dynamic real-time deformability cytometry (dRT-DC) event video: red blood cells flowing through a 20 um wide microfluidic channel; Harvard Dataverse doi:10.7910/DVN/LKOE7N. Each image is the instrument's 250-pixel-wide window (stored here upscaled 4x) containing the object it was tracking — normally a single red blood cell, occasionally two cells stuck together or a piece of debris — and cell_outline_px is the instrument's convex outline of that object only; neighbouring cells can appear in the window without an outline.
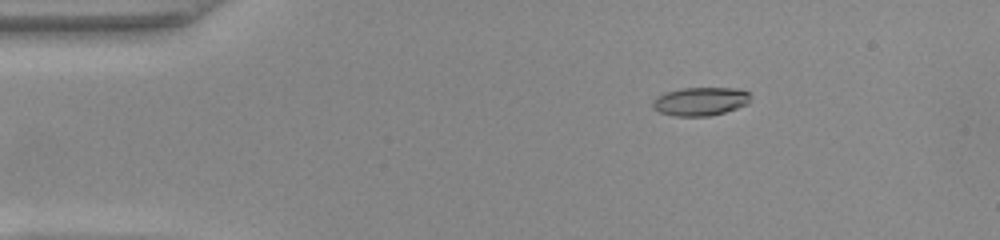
{"species": "common noctule bat (a hibernating species)", "species_latin": "Nyctalus noctula", "temperature_condition": "warm", "stored_images_in_passage": 49, "camera_frame_rate_fps": 3000, "um_per_image_px": 0.085, "animal": {"sex": "female", "body_mass_g": 22.0, "forearm_length_mm": 56.7}, "frame": {"image": 1, "passage_image": 7, "time_ms": 2.0, "image_size_px": [1000, 240], "cell_outline_px": [[752, 96], [748, 104], [724, 112], [708, 116], [672, 116], [660, 112], [652, 108], [652, 100], [656, 96], [664, 92], [680, 88], [736, 88], [748, 92]], "centroid_in_image_um": [59.5, 8.61], "position_along_channel_um": 25.5, "area_um2": 16.42}}
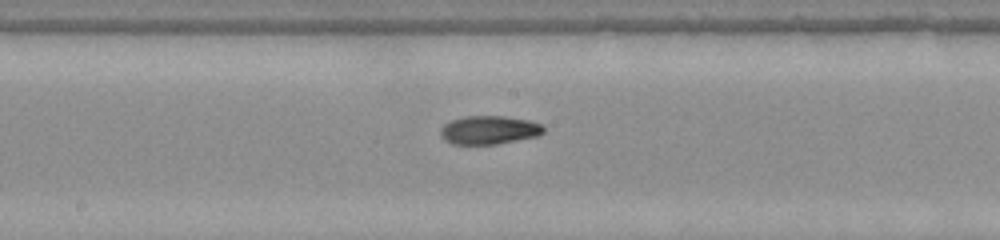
{"frame": {"image": 2, "passage_image": 25, "time_ms": 8.0, "image_size_px": [1000, 240], "cell_outline_px": [[544, 132], [540, 136], [496, 144], [452, 144], [444, 140], [440, 136], [440, 128], [444, 124], [452, 120], [464, 116], [504, 116], [528, 120], [540, 124], [544, 128]], "centroid_in_image_um": [41.56, 11.05], "position_along_channel_um": 206.6, "area_um2": 17.22}}
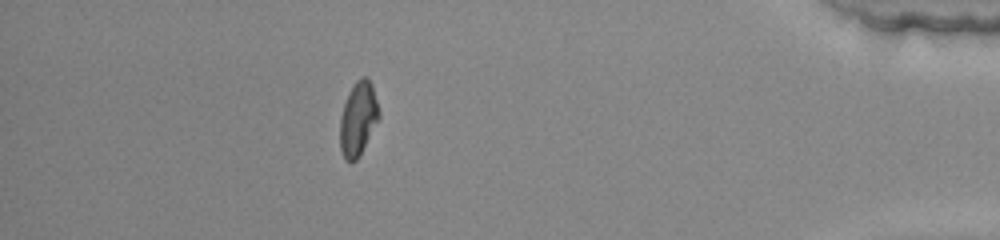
{"frame": {"image": 3, "passage_image": 43, "time_ms": 14.0, "image_size_px": [1000, 240], "cell_outline_px": [[380, 116], [360, 156], [356, 160], [344, 160], [340, 148], [340, 116], [348, 92], [356, 80], [360, 76], [368, 76], [372, 84], [380, 112]], "centroid_in_image_um": [30.44, 10.06], "position_along_channel_um": 404.8, "area_um2": 16.94}, "authors_computed_cell_mechanics": {"area_um2": 16.6464, "velocity_mm_per_s": 4.1362, "shape_relaxation_time_tau1_ms": 5.5165, "shape_relaxation_time_tau2_ms": 3.7646, "deformation_change_tau1": 0.198, "deformation_change_tau2": 0.0667}}